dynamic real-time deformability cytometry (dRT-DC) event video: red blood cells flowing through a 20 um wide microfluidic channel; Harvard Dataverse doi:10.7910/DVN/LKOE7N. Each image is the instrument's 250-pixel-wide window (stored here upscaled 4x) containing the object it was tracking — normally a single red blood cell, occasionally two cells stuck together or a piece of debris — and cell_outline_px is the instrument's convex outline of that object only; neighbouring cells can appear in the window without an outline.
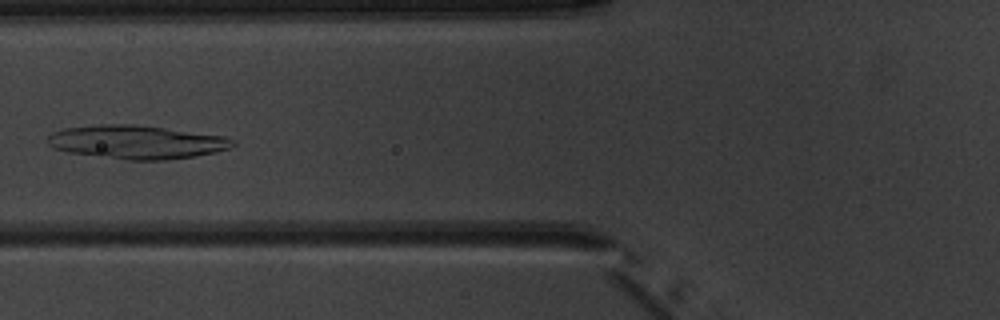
{"species": "common noctule bat (a hibernating species)", "species_latin": "Nyctalus noctula", "temperature_condition": "warm", "stored_images_in_passage": 7, "camera_frame_rate_fps": 3000, "um_per_image_px": 0.085, "animal": {"sex": "male", "body_mass_g": 20.1, "forearm_length_mm": 53.5}, "frame": {"image": 1, "passage_image": 6, "time_ms": 6.0, "image_size_px": [1000, 320], "cell_outline_px": [[236, 144], [228, 148], [216, 152], [196, 156], [164, 160], [128, 160], [68, 152], [52, 148], [48, 144], [48, 136], [52, 132], [64, 128], [100, 124], [132, 124], [164, 128], [224, 136], [236, 140]], "centroid_in_image_um": [11.6, 12.07], "position_along_channel_um": 114.2, "area_um2": 36.13}}